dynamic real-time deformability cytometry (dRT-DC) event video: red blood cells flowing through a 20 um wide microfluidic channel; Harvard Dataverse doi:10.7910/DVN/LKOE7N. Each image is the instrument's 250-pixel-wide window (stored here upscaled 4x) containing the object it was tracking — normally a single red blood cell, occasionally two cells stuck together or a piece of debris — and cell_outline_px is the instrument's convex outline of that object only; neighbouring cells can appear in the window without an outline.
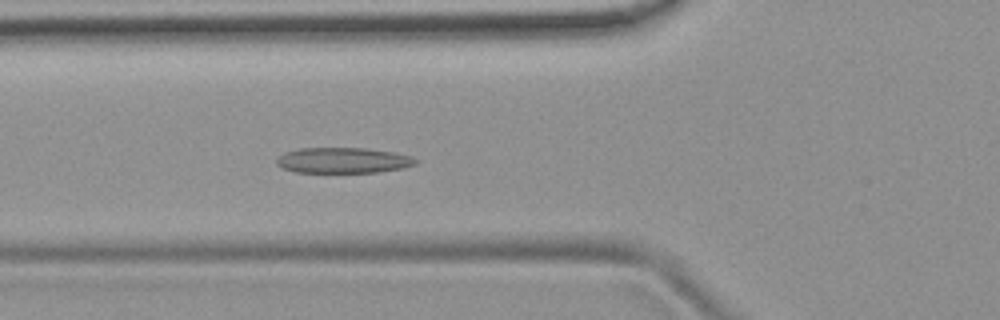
{"species": "common noctule bat (a hibernating species)", "species_latin": "Nyctalus noctula", "temperature_condition": "room temperature", "stored_images_in_passage": 46, "camera_frame_rate_fps": 3000, "um_per_image_px": 0.085, "animal": {"sex": "female", "body_mass_g": 19.9}, "frame": {"image": 1, "passage_image": 11, "time_ms": 3.333, "image_size_px": [1000, 320], "cell_outline_px": [[420, 160], [416, 164], [404, 168], [376, 172], [296, 172], [280, 168], [276, 164], [276, 160], [284, 152], [300, 148], [364, 148], [392, 152], [412, 156]], "centroid_in_image_um": [29.17, 13.63], "position_along_channel_um": 96.6, "area_um2": 20.81}}
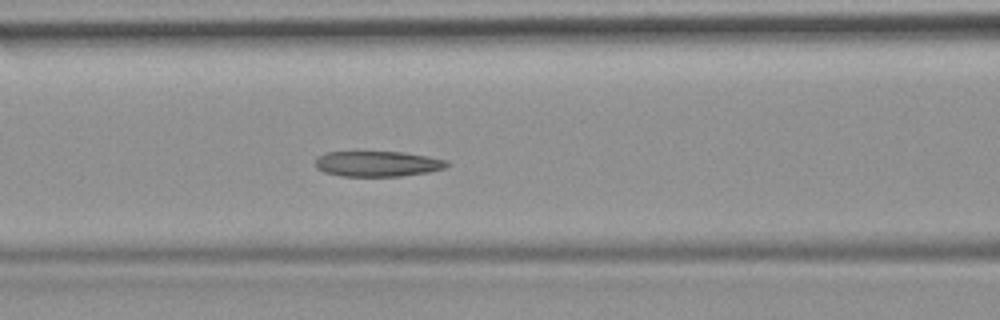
{"frame": {"image": 2, "passage_image": 14, "time_ms": 4.333, "image_size_px": [1000, 320], "cell_outline_px": [[448, 164], [444, 168], [428, 172], [400, 176], [340, 176], [324, 172], [316, 168], [316, 156], [324, 152], [404, 152], [428, 156], [448, 160]], "centroid_in_image_um": [32.07, 13.92], "position_along_channel_um": 134.5, "area_um2": 19.59}}
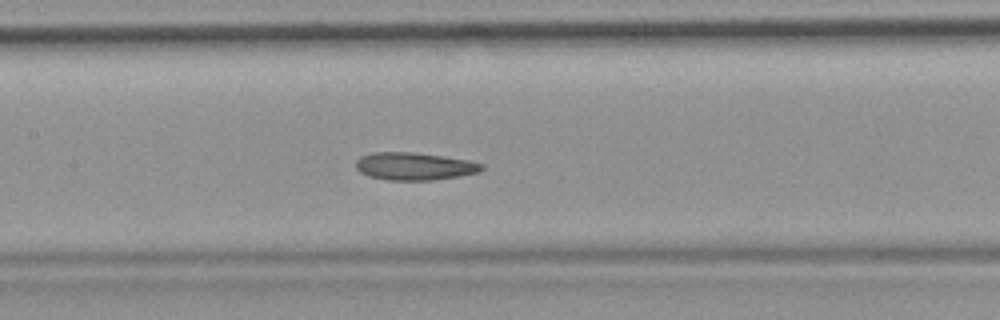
{"frame": {"image": 3, "passage_image": 17, "time_ms": 5.333, "image_size_px": [1000, 320], "cell_outline_px": [[484, 168], [476, 172], [460, 176], [432, 180], [388, 180], [368, 176], [360, 172], [356, 168], [356, 160], [360, 156], [372, 152], [408, 152], [440, 156], [468, 160], [484, 164]], "centroid_in_image_um": [35.18, 14.13], "position_along_channel_um": 172.2, "area_um2": 20.11}, "authors_computed_cell_mechanics": {"area_um2": 20.4612, "velocity_mm_per_s": 3.7718, "shape_relaxation_time_tau1_ms": 7.5092, "shape_relaxation_time_tau2_ms": 6.01, "deformation_change_tau1": 0.1573, "deformation_change_tau2": 0.1303}}